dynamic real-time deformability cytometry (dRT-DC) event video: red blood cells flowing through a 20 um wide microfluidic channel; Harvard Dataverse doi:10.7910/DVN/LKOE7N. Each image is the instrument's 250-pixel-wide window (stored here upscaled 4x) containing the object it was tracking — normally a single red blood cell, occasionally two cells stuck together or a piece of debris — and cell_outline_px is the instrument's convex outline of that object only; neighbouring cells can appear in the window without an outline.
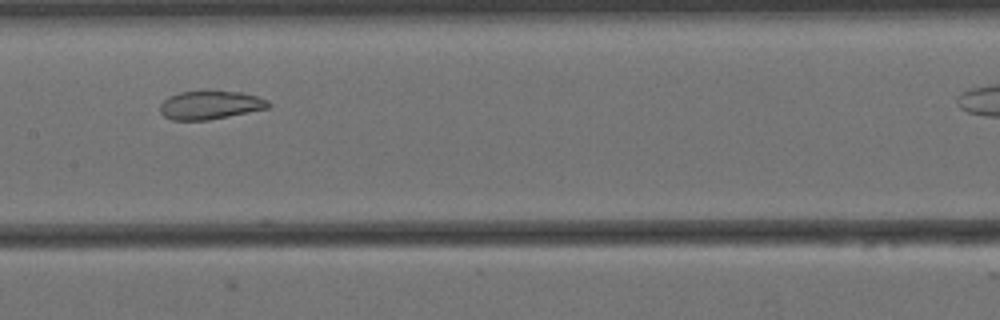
{"species": "Egyptian fruit bat (a non-hibernating species)", "species_latin": "Rousettus aegyptiacus", "temperature_condition": "cold", "stored_images_in_passage": 39, "segment_of_instrument_passage": [1, 2], "camera_frame_rate_fps": 3000, "um_per_image_px": 0.085, "animal": {"sex": "female"}, "frame": {"image": 1, "passage_image": 20, "time_ms": 6.333, "image_size_px": [1000, 320], "cell_outline_px": [[272, 104], [268, 108], [208, 120], [172, 120], [164, 116], [160, 112], [160, 104], [168, 96], [180, 92], [240, 92], [256, 96], [268, 100]], "centroid_in_image_um": [17.85, 8.94], "position_along_channel_um": 189.5, "area_um2": 17.69}}
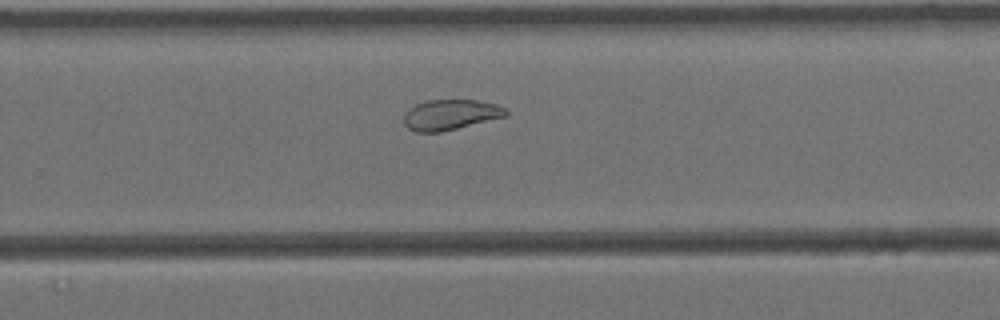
{"frame": {"image": 2, "passage_image": 29, "time_ms": 9.333, "image_size_px": [1000, 320], "cell_outline_px": [[508, 116], [440, 132], [416, 132], [408, 128], [404, 124], [404, 112], [408, 108], [416, 104], [428, 100], [476, 100], [496, 104], [508, 108]], "centroid_in_image_um": [38.3, 9.74], "position_along_channel_um": 291.5, "area_um2": 18.21}}
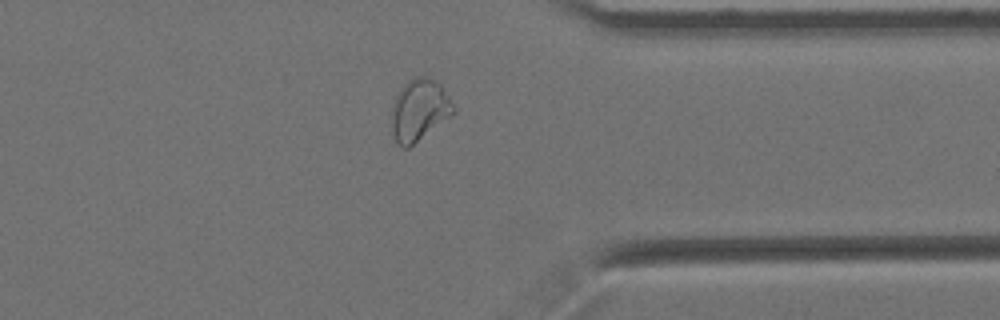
{"frame": {"image": 3, "passage_image": 37, "time_ms": 12.0, "image_size_px": [1000, 320], "cell_outline_px": [[456, 112], [408, 148], [404, 148], [396, 140], [392, 128], [392, 104], [400, 88], [408, 80], [416, 76], [424, 76], [440, 84], [444, 88], [456, 108]], "centroid_in_image_um": [35.66, 9.33], "position_along_channel_um": 375.7, "area_um2": 22.02}}